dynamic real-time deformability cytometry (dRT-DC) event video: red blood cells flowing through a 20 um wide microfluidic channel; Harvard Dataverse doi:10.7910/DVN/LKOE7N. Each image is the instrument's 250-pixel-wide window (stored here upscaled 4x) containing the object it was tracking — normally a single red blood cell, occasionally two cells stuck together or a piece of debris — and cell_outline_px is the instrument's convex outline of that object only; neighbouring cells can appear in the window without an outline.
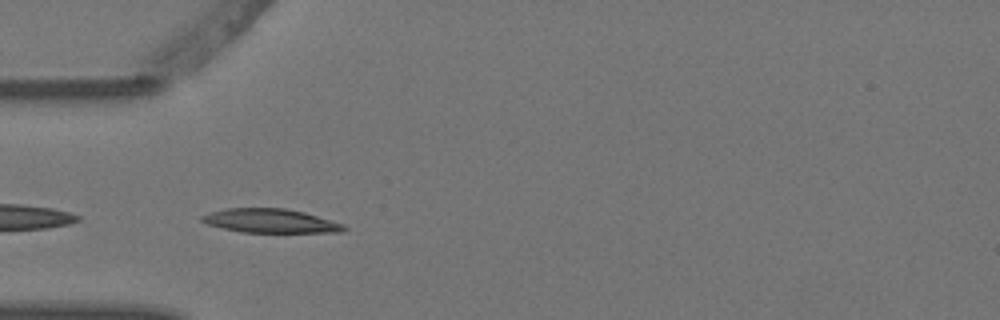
{"species": "Egyptian fruit bat (a non-hibernating species)", "species_latin": "Rousettus aegyptiacus", "temperature_condition": "warm", "stored_images_in_passage": 9, "camera_frame_rate_fps": 3000, "um_per_image_px": 0.085, "animal": {"sex": "female"}, "frame": {"image": 1, "passage_image": 4, "time_ms": 1.0, "image_size_px": [1000, 320], "cell_outline_px": [[348, 228], [344, 232], [240, 232], [208, 224], [200, 220], [200, 216], [208, 212], [224, 208], [284, 208], [304, 212], [344, 224]], "centroid_in_image_um": [22.97, 18.77], "position_along_channel_um": 62.0, "area_um2": 19.83}}
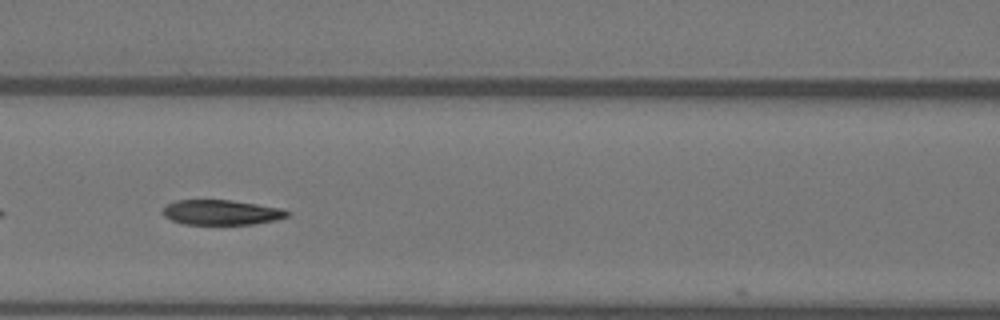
{"frame": {"image": 2, "passage_image": 6, "time_ms": 1.667, "image_size_px": [1000, 320], "cell_outline_px": [[292, 212], [288, 216], [272, 220], [252, 224], [184, 224], [172, 220], [164, 216], [164, 208], [168, 204], [176, 200], [232, 200], [280, 208]], "centroid_in_image_um": [18.82, 18.05], "position_along_channel_um": 147.8, "area_um2": 17.86}}
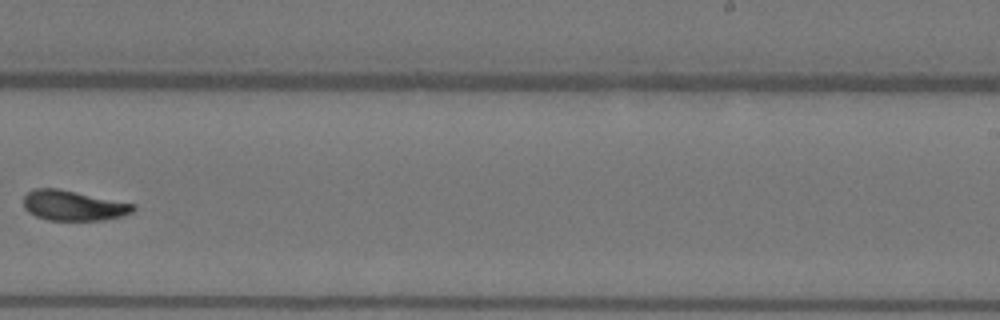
{"frame": {"image": 3, "passage_image": 9, "time_ms": 2.667, "image_size_px": [1000, 320], "cell_outline_px": [[136, 208], [132, 212], [120, 216], [104, 220], [48, 220], [36, 216], [28, 212], [24, 208], [24, 196], [28, 192], [36, 188], [60, 188], [136, 204]], "centroid_in_image_um": [6.24, 17.46], "position_along_channel_um": 282.8, "area_um2": 19.36}}